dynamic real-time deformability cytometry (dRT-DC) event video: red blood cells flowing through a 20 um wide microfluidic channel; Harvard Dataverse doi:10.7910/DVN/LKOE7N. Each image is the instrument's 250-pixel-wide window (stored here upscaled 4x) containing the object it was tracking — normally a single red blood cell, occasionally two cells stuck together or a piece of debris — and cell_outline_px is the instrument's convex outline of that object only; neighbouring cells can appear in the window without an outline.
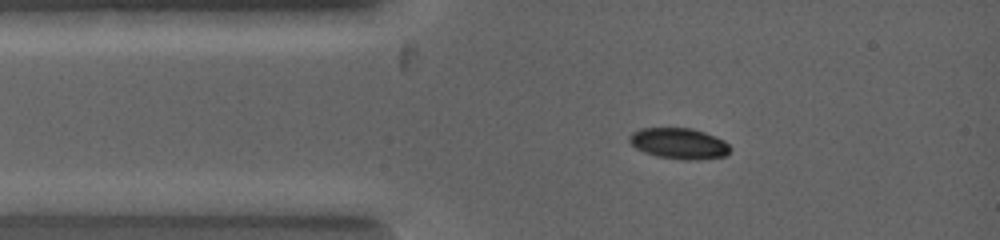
{"species": "common noctule bat (a hibernating species)", "species_latin": "Nyctalus noctula", "temperature_condition": "warm", "stored_images_in_passage": 8, "camera_frame_rate_fps": 5000, "um_per_image_px": 0.085, "animal": {"sex": "female", "body_mass_g": 19.0, "forearm_length_mm": 53.3}, "frame": {"image": 1, "passage_image": 4, "time_ms": 0.8, "image_size_px": [1000, 240], "cell_outline_px": [[732, 148], [724, 156], [700, 160], [680, 160], [656, 156], [644, 152], [636, 148], [628, 140], [628, 136], [632, 132], [640, 128], [692, 128], [704, 132], [724, 140]], "centroid_in_image_um": [57.7, 12.2], "position_along_channel_um": 27.3, "area_um2": 18.32}}
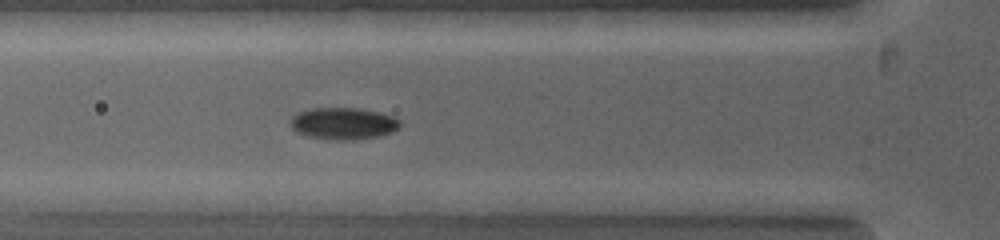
{"frame": {"image": 2, "passage_image": 8, "time_ms": 2.2, "image_size_px": [1000, 240], "cell_outline_px": [[400, 128], [392, 132], [376, 136], [344, 140], [336, 140], [308, 136], [296, 132], [288, 124], [288, 120], [292, 116], [300, 112], [312, 108], [356, 108], [376, 112], [392, 116], [400, 120]], "centroid_in_image_um": [29.13, 10.49], "position_along_channel_um": 96.7, "area_um2": 20.17}}